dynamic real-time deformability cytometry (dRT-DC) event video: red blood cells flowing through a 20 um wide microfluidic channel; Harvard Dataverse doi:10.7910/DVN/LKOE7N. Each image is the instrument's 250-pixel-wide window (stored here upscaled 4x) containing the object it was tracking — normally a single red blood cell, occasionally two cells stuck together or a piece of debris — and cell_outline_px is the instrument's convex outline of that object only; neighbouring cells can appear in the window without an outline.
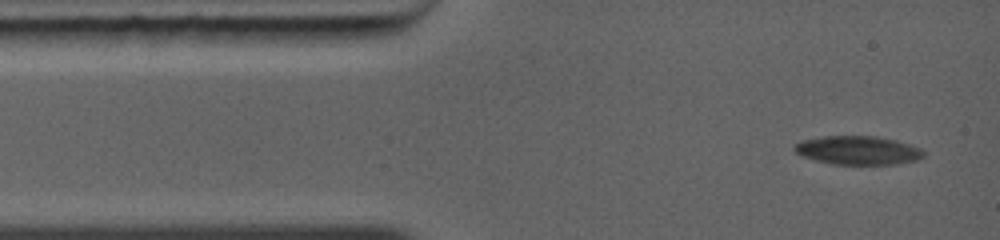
{"species": "common noctule bat (a hibernating species)", "species_latin": "Nyctalus noctula", "temperature_condition": "warm", "stored_images_in_passage": 8, "camera_frame_rate_fps": 5000, "um_per_image_px": 0.085, "animal": {"sex": "female", "body_mass_g": 19.0, "forearm_length_mm": 56.7}, "frame": {"image": 1, "passage_image": 1, "time_ms": 0.0, "image_size_px": [1000, 240], "cell_outline_px": [[924, 156], [916, 160], [896, 164], [832, 164], [816, 160], [804, 156], [796, 152], [792, 148], [800, 140], [824, 136], [876, 136], [896, 140], [920, 148], [924, 152]], "centroid_in_image_um": [72.91, 12.77], "position_along_channel_um": 12.1, "area_um2": 21.44}}
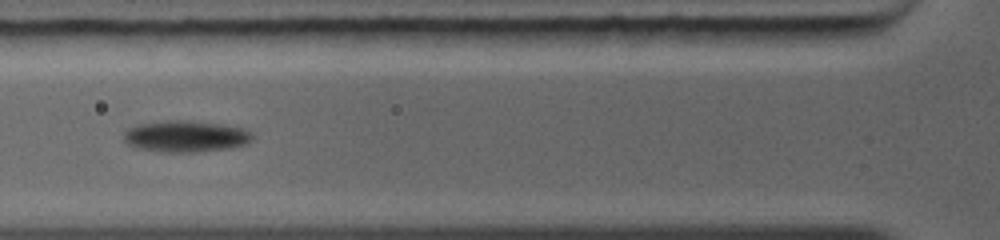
{"frame": {"image": 2, "passage_image": 5, "time_ms": 3.4, "image_size_px": [1000, 240], "cell_outline_px": [[252, 140], [248, 144], [232, 148], [192, 152], [160, 152], [136, 148], [128, 144], [124, 140], [124, 132], [128, 128], [136, 124], [168, 120], [188, 120], [224, 124], [244, 128], [252, 136]], "centroid_in_image_um": [15.77, 11.58], "position_along_channel_um": 110.0, "area_um2": 23.87}}
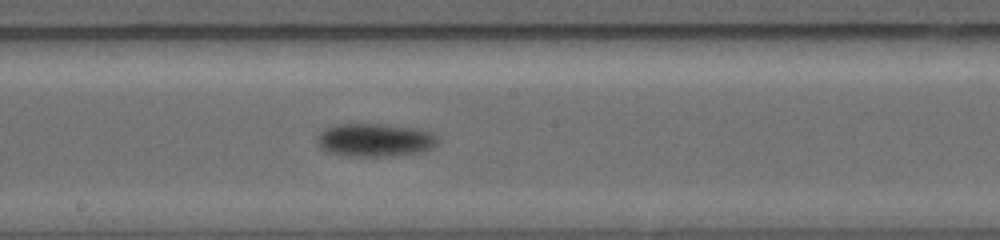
{"frame": {"image": 3, "passage_image": 8, "time_ms": 5.8, "image_size_px": [1000, 240], "cell_outline_px": [[436, 144], [420, 152], [384, 156], [352, 156], [328, 152], [320, 148], [316, 144], [316, 140], [320, 132], [324, 128], [336, 124], [384, 124], [412, 128], [432, 132], [436, 136]], "centroid_in_image_um": [31.78, 11.89], "position_along_channel_um": 216.4, "area_um2": 23.06}}